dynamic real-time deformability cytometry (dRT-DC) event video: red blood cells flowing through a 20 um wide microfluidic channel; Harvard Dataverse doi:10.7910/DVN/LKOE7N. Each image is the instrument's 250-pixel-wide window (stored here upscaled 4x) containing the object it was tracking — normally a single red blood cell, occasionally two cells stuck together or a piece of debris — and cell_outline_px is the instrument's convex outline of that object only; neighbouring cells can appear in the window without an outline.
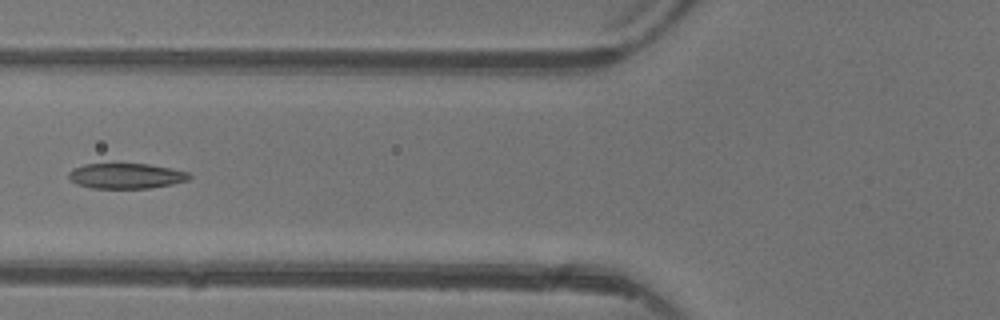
{"species": "common noctule bat (a hibernating species)", "species_latin": "Nyctalus noctula", "temperature_condition": "warm", "stored_images_in_passage": 6, "camera_frame_rate_fps": 3000, "um_per_image_px": 0.085, "animal": {"sex": "female"}, "frame": {"image": 1, "passage_image": 6, "time_ms": 6.0, "image_size_px": [1000, 320], "cell_outline_px": [[192, 176], [188, 180], [172, 184], [148, 188], [92, 188], [76, 184], [68, 176], [68, 172], [72, 168], [84, 164], [148, 164], [172, 168], [188, 172]], "centroid_in_image_um": [10.71, 14.95], "position_along_channel_um": 115.1, "area_um2": 17.8}}